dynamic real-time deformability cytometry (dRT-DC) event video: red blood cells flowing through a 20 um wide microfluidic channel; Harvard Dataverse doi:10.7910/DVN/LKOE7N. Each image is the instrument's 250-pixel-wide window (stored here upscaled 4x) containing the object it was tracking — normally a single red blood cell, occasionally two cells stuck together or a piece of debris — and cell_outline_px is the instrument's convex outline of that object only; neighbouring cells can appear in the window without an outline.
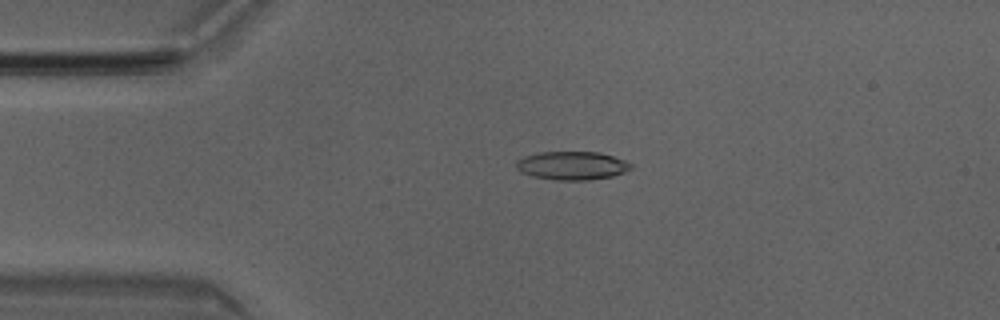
{"species": "Egyptian fruit bat (a non-hibernating species)", "species_latin": "Rousettus aegyptiacus", "temperature_condition": "room temperature", "stored_images_in_passage": 49, "camera_frame_rate_fps": 3000, "um_per_image_px": 0.085, "animal": {"sex": "male"}, "frame": {"image": 1, "passage_image": 11, "time_ms": 3.333, "image_size_px": [1000, 320], "cell_outline_px": [[632, 168], [624, 172], [612, 176], [588, 180], [556, 180], [532, 176], [520, 172], [516, 168], [516, 160], [524, 156], [540, 152], [600, 152], [624, 160], [632, 164]], "centroid_in_image_um": [48.6, 14.07], "position_along_channel_um": 36.4, "area_um2": 19.02}}
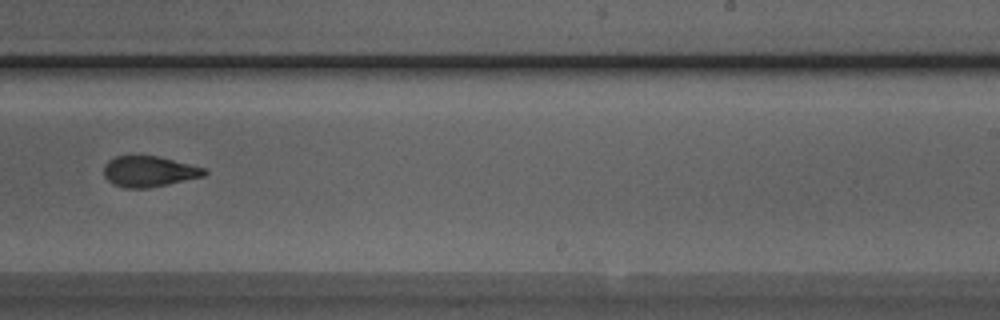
{"frame": {"image": 2, "passage_image": 31, "time_ms": 10.0, "image_size_px": [1000, 320], "cell_outline_px": [[208, 172], [204, 176], [168, 184], [148, 188], [124, 188], [112, 184], [104, 176], [104, 164], [108, 160], [116, 156], [160, 156], [204, 168]], "centroid_in_image_um": [12.64, 14.57], "position_along_channel_um": 276.4, "area_um2": 18.03}}
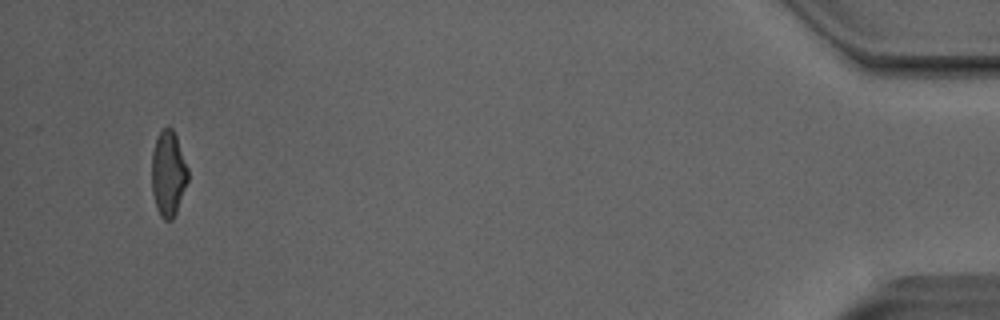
{"frame": {"image": 3, "passage_image": 48, "time_ms": 15.667, "image_size_px": [1000, 320], "cell_outline_px": [[188, 180], [176, 212], [172, 220], [164, 220], [160, 216], [156, 208], [152, 192], [152, 152], [156, 140], [160, 132], [168, 124], [172, 128], [176, 136], [188, 168]], "centroid_in_image_um": [14.3, 14.76], "position_along_channel_um": 420.9, "area_um2": 17.98}, "authors_computed_cell_mechanics": {"area_um2": 18.7272, "velocity_mm_per_s": 4.0694, "shape_relaxation_time_tau1_ms": 9.0334, "shape_relaxation_time_tau2_ms": 2.1355, "deformation_change_tau1": 0.2346, "deformation_change_tau2": 0.0916}}